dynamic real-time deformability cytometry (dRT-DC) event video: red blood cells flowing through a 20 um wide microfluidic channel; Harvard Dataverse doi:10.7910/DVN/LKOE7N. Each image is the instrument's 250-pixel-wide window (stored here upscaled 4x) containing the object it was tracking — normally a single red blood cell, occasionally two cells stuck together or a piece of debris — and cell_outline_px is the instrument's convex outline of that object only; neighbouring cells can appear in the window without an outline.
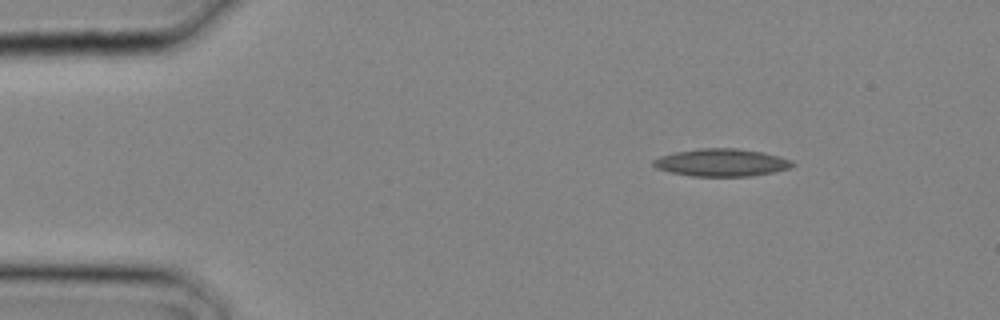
{"species": "common noctule bat (a hibernating species)", "species_latin": "Nyctalus noctula", "temperature_condition": "cold", "stored_images_in_passage": 3, "camera_frame_rate_fps": 3000, "um_per_image_px": 0.085, "animal": {"sex": "male", "body_mass_g": 20.4}, "frame": {"image": 1, "passage_image": 1, "time_ms": 0.0, "image_size_px": [1000, 320], "cell_outline_px": [[796, 164], [788, 168], [776, 172], [752, 176], [692, 176], [672, 172], [656, 168], [652, 164], [652, 160], [660, 156], [676, 152], [700, 148], [736, 148], [764, 152], [780, 156], [792, 160]], "centroid_in_image_um": [61.37, 13.81], "position_along_channel_um": 23.6, "area_um2": 22.43}}